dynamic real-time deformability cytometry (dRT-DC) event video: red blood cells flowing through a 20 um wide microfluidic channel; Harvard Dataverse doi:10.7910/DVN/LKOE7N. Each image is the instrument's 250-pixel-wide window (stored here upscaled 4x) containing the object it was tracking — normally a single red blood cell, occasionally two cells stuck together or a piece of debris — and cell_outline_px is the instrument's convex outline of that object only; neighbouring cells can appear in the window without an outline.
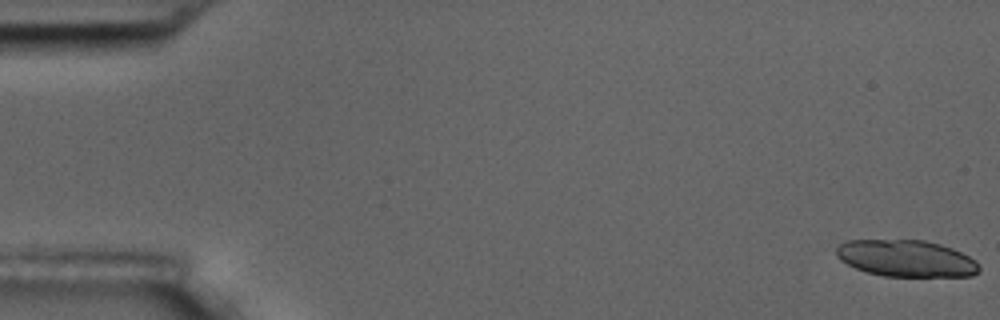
{"species": "common noctule bat (a hibernating species)", "species_latin": "Nyctalus noctula", "temperature_condition": "room temperature", "stored_images_in_passage": 7, "camera_frame_rate_fps": 3000, "um_per_image_px": 0.085, "animal": {"sex": "male", "body_mass_g": 17.5, "forearm_length_mm": 52.3}, "frame": {"image": 1, "passage_image": 1, "time_ms": 0.0, "image_size_px": [1000, 320], "cell_outline_px": [[980, 272], [972, 276], [884, 276], [868, 272], [856, 268], [840, 260], [836, 256], [836, 248], [844, 240], [924, 240], [940, 244], [952, 248], [976, 260], [980, 268]], "centroid_in_image_um": [77.03, 21.96], "position_along_channel_um": 8.0, "area_um2": 30.58}}